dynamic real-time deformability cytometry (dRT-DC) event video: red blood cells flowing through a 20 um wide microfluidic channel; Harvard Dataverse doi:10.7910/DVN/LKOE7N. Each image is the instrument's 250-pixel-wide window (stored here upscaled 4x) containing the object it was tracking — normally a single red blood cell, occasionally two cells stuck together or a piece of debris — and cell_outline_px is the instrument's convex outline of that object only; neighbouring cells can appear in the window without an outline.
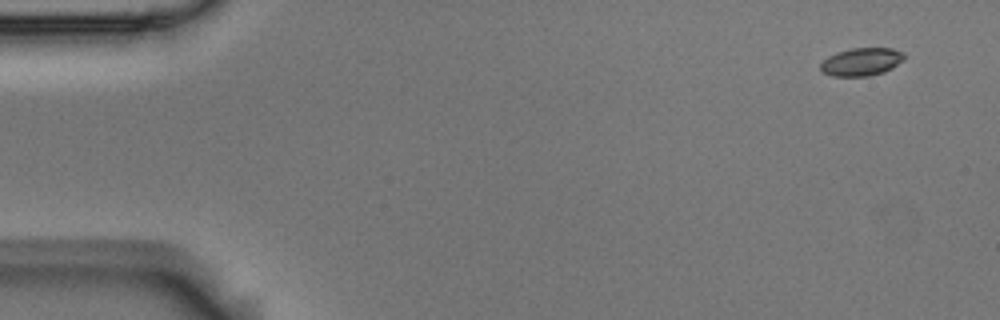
{"species": "Egyptian fruit bat (a non-hibernating species)", "species_latin": "Rousettus aegyptiacus", "temperature_condition": "room temperature", "stored_images_in_passage": 4, "camera_frame_rate_fps": 3000, "um_per_image_px": 0.085, "animal": {"sex": "male"}, "frame": {"image": 1, "passage_image": 1, "time_ms": 0.0, "image_size_px": [1000, 320], "cell_outline_px": [[904, 60], [892, 68], [884, 72], [868, 76], [832, 76], [824, 72], [820, 68], [820, 64], [828, 56], [836, 52], [852, 48], [892, 48], [904, 52]], "centroid_in_image_um": [73.24, 5.25], "position_along_channel_um": 11.8, "area_um2": 13.64}}
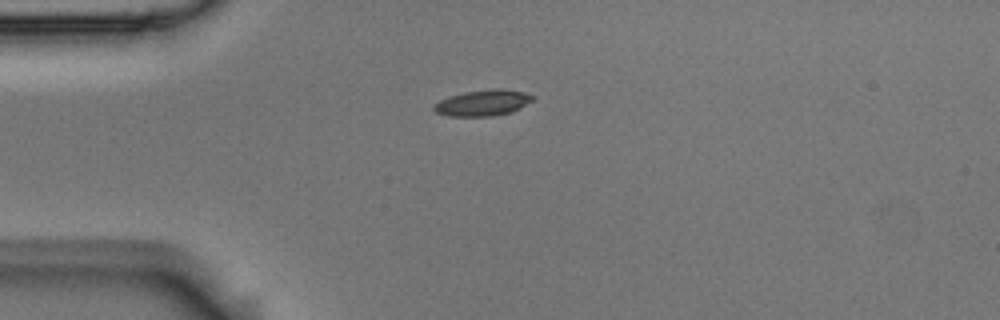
{"frame": {"image": 2, "passage_image": 4, "time_ms": 1.0, "image_size_px": [1000, 320], "cell_outline_px": [[536, 96], [532, 100], [508, 112], [492, 116], [448, 116], [436, 112], [432, 108], [432, 104], [448, 96], [464, 92], [496, 88], [500, 88], [524, 92]], "centroid_in_image_um": [40.97, 8.73], "position_along_channel_um": 44.0, "area_um2": 14.8}}